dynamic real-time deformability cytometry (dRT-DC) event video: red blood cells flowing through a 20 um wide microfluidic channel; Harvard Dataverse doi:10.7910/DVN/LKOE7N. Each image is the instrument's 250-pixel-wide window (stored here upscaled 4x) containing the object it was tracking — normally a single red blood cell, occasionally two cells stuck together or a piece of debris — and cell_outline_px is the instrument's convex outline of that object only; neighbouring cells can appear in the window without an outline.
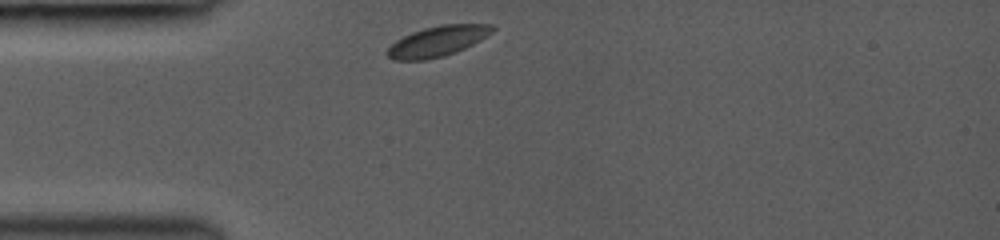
{"species": "common noctule bat (a hibernating species)", "species_latin": "Nyctalus noctula", "temperature_condition": "room temperature", "stored_images_in_passage": 20, "camera_frame_rate_fps": 3000, "um_per_image_px": 0.085, "animal": {"sex": "female", "body_mass_g": 19.0, "forearm_length_mm": 53.3}, "frame": {"image": 1, "passage_image": 1, "time_ms": 0.0, "image_size_px": [1000, 240], "cell_outline_px": [[496, 28], [492, 32], [480, 40], [456, 52], [444, 56], [424, 60], [392, 60], [384, 52], [396, 40], [412, 32], [424, 28], [440, 24], [492, 24]], "centroid_in_image_um": [37.18, 3.5], "position_along_channel_um": 47.8, "area_um2": 18.61}}
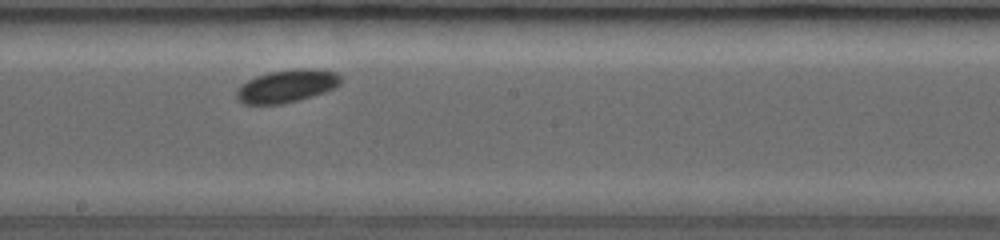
{"frame": {"image": 2, "passage_image": 8, "time_ms": 4.667, "image_size_px": [1000, 240], "cell_outline_px": [[344, 80], [336, 88], [312, 96], [280, 104], [244, 104], [236, 100], [236, 88], [240, 84], [256, 76], [268, 72], [296, 68], [308, 68], [336, 72]], "centroid_in_image_um": [24.36, 7.31], "position_along_channel_um": 223.8, "area_um2": 20.11}}
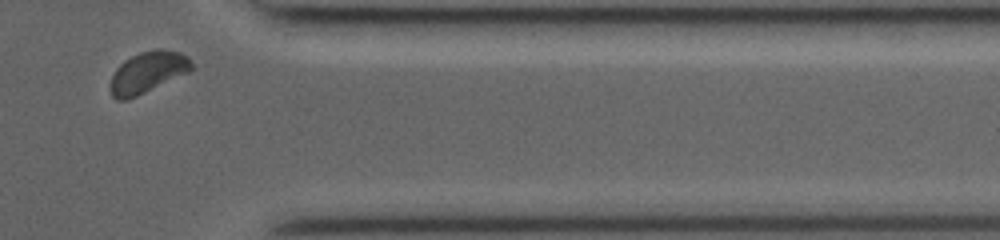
{"frame": {"image": 3, "passage_image": 18, "time_ms": 9.0, "image_size_px": [1000, 240], "cell_outline_px": [[192, 68], [188, 72], [128, 100], [116, 100], [112, 96], [108, 84], [116, 68], [124, 60], [140, 52], [152, 48], [160, 48], [180, 52], [192, 60]], "centroid_in_image_um": [12.52, 6.13], "position_along_channel_um": 398.9, "area_um2": 19.65}, "authors_computed_cell_mechanics": {"area_um2": 19.1318, "velocity_mm_per_s": 4.0902, "shape_relaxation_time_tau1_ms": 0.6915, "shape_relaxation_time_tau2_ms": null, "deformation_change_tau1": 0.0303, "deformation_change_tau2": null}}